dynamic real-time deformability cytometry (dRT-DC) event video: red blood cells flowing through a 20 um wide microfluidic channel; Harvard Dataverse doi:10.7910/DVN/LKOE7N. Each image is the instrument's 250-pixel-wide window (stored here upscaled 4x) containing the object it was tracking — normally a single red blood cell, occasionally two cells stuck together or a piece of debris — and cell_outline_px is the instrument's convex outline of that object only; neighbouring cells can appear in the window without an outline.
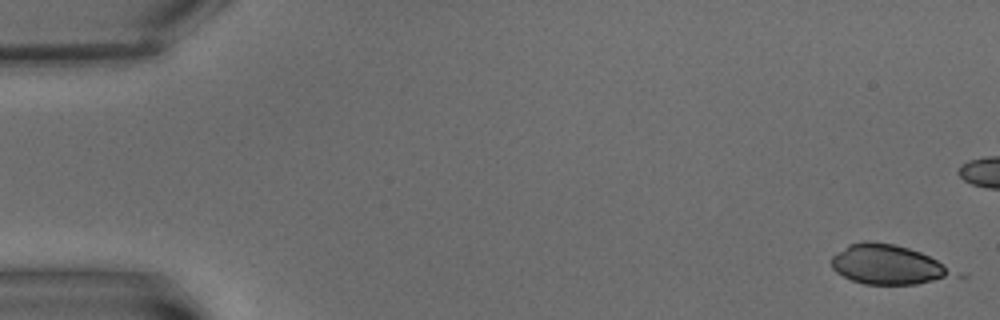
{"species": "common noctule bat (a hibernating species)", "species_latin": "Nyctalus noctula", "temperature_condition": "warm", "stored_images_in_passage": 4, "camera_frame_rate_fps": 3000, "um_per_image_px": 0.085, "animal": {"sex": "male", "body_mass_g": 15.6}, "frame": {"image": 1, "passage_image": 1, "time_ms": 0.0, "image_size_px": [1000, 320], "cell_outline_px": [[952, 272], [944, 276], [932, 280], [916, 284], [864, 284], [852, 280], [836, 272], [832, 268], [832, 256], [848, 244], [864, 240], [868, 240], [896, 244], [920, 252], [936, 260]], "centroid_in_image_um": [75.3, 22.45], "position_along_channel_um": 9.7, "area_um2": 27.28}}